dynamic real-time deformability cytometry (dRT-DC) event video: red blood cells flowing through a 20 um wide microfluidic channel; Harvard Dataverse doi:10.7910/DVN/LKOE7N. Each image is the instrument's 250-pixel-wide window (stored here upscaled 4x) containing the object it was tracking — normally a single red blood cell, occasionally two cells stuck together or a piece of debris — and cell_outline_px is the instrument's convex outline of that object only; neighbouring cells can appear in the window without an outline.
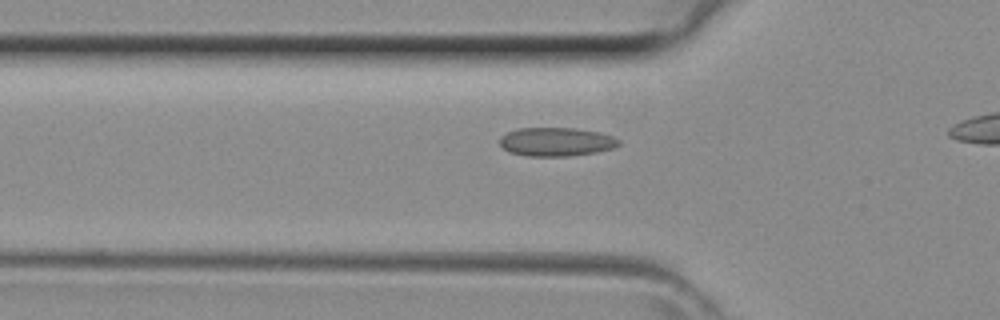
{"species": "common noctule bat (a hibernating species)", "species_latin": "Nyctalus noctula", "temperature_condition": "room temperature", "stored_images_in_passage": 27, "camera_frame_rate_fps": 3000, "um_per_image_px": 0.085, "animal": {"sex": "female", "body_mass_g": 29.2, "forearm_length_mm": 56.3}, "frame": {"image": 1, "passage_image": 12, "time_ms": 3.667, "image_size_px": [1000, 320], "cell_outline_px": [[620, 144], [612, 148], [596, 152], [568, 156], [528, 156], [508, 152], [500, 144], [500, 136], [516, 128], [572, 128], [600, 132], [612, 136], [620, 140]], "centroid_in_image_um": [47.26, 12.05], "position_along_channel_um": 78.5, "area_um2": 19.88}}
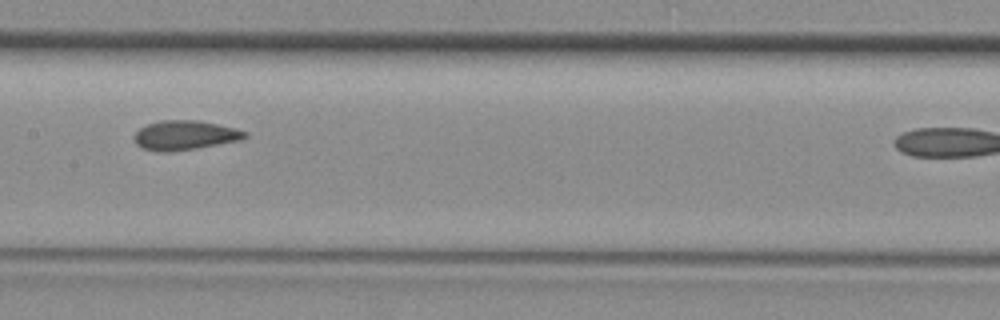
{"frame": {"image": 2, "passage_image": 19, "time_ms": 6.0, "image_size_px": [1000, 320], "cell_outline_px": [[248, 136], [240, 140], [196, 148], [168, 152], [160, 152], [144, 148], [136, 144], [132, 136], [140, 128], [148, 124], [160, 120], [200, 120], [236, 128], [248, 132]], "centroid_in_image_um": [15.72, 11.48], "position_along_channel_um": 191.7, "area_um2": 19.02}}
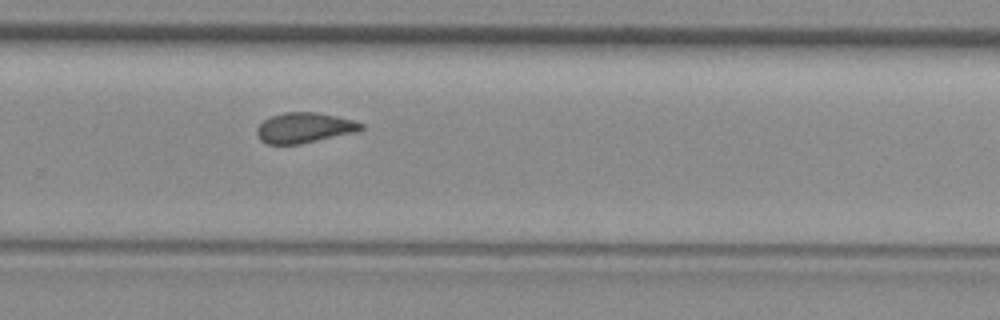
{"frame": {"image": 3, "passage_image": 26, "time_ms": 8.333, "image_size_px": [1000, 320], "cell_outline_px": [[364, 128], [356, 132], [300, 144], [268, 144], [260, 140], [256, 136], [256, 128], [264, 120], [272, 116], [284, 112], [320, 112], [352, 120], [364, 124]], "centroid_in_image_um": [25.85, 10.86], "position_along_channel_um": 303.9, "area_um2": 18.44}}